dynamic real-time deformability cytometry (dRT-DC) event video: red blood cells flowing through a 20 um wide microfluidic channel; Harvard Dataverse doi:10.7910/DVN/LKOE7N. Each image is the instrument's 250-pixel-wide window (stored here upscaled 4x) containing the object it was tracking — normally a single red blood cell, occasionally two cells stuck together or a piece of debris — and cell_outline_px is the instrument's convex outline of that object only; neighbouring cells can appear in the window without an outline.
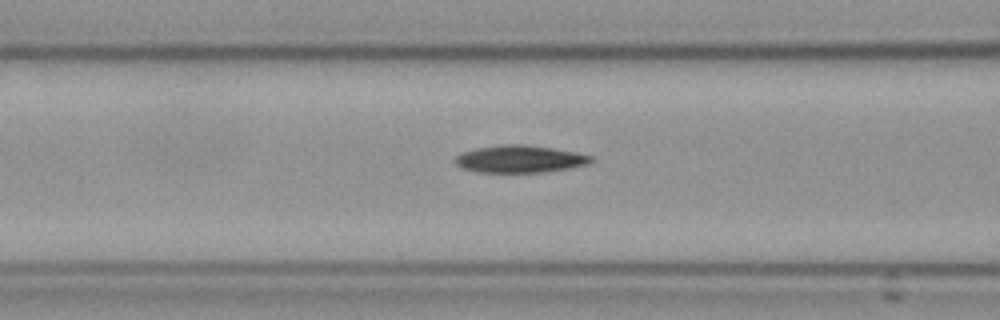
{"species": "Egyptian fruit bat (a non-hibernating species)", "species_latin": "Rousettus aegyptiacus", "temperature_condition": "cold", "stored_images_in_passage": 7, "camera_frame_rate_fps": 3000, "um_per_image_px": 0.085, "frame": {"image": 1, "passage_image": 5, "time_ms": 1.333, "image_size_px": [1000, 320], "cell_outline_px": [[592, 160], [588, 164], [568, 168], [540, 172], [476, 172], [460, 168], [452, 160], [460, 152], [476, 148], [500, 144], [524, 144], [552, 148], [576, 152], [592, 156]], "centroid_in_image_um": [44.1, 13.51], "position_along_channel_um": 122.5, "area_um2": 21.73}}